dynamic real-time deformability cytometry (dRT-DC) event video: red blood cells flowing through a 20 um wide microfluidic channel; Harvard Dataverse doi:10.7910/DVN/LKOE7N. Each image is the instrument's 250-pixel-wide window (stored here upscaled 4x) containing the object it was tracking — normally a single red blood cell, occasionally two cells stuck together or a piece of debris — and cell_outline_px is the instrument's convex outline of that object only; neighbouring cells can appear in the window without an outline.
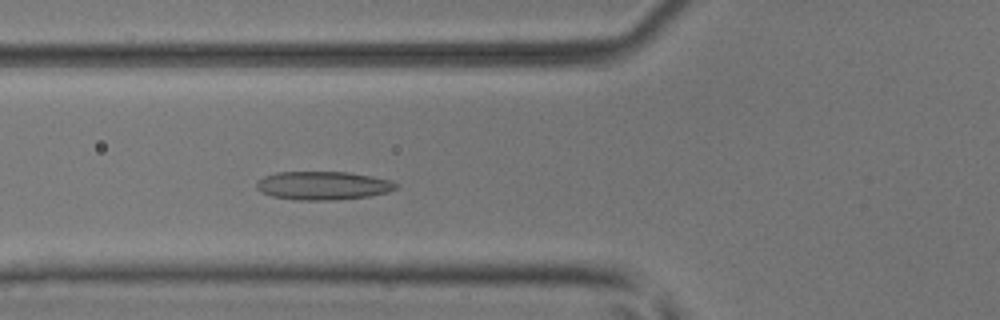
{"species": "common noctule bat (a hibernating species)", "species_latin": "Nyctalus noctula", "temperature_condition": "room temperature", "stored_images_in_passage": 49, "camera_frame_rate_fps": 3000, "um_per_image_px": 0.085, "animal": {"sex": "male", "body_mass_g": 17.9, "forearm_length_mm": 54.2}, "frame": {"image": 1, "passage_image": 16, "time_ms": 5.0, "image_size_px": [1000, 320], "cell_outline_px": [[400, 184], [396, 188], [388, 192], [368, 196], [332, 200], [296, 200], [272, 196], [260, 192], [256, 188], [256, 184], [264, 176], [276, 172], [348, 172], [372, 176], [392, 180]], "centroid_in_image_um": [27.47, 15.77], "position_along_channel_um": 98.3, "area_um2": 23.18}}
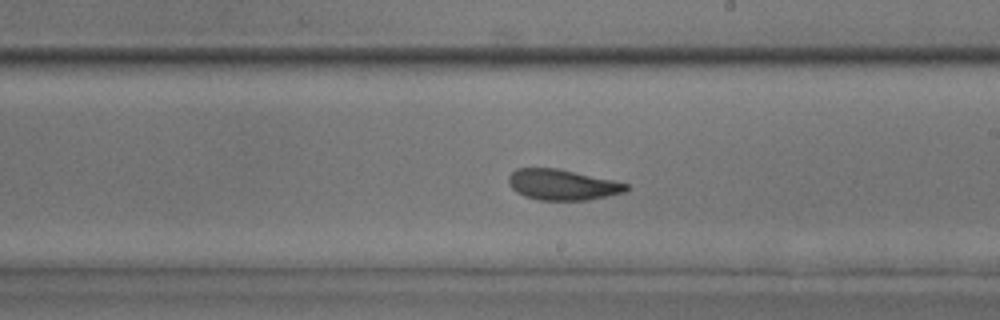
{"frame": {"image": 2, "passage_image": 27, "time_ms": 8.667, "image_size_px": [1000, 320], "cell_outline_px": [[628, 188], [624, 192], [608, 196], [588, 200], [540, 200], [524, 196], [516, 192], [508, 184], [508, 176], [516, 168], [556, 168], [612, 180], [628, 184]], "centroid_in_image_um": [47.76, 15.7], "position_along_channel_um": 241.2, "area_um2": 20.92}}
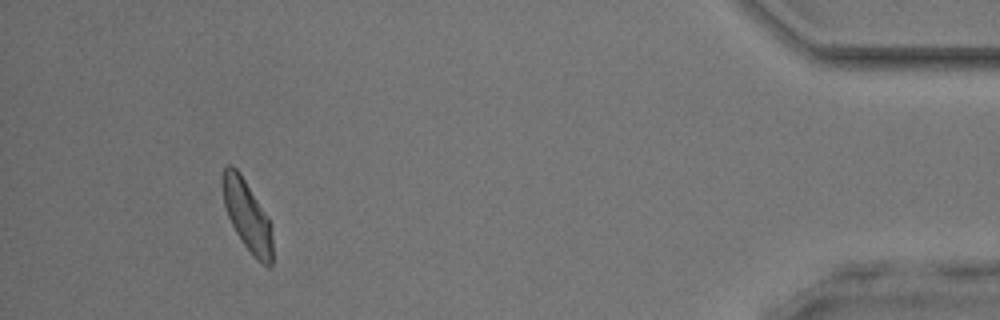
{"frame": {"image": 3, "passage_image": 45, "time_ms": 14.667, "image_size_px": [1000, 320], "cell_outline_px": [[272, 264], [268, 268], [256, 260], [244, 244], [236, 232], [228, 216], [224, 204], [220, 184], [220, 180], [224, 168], [228, 164], [232, 164], [240, 172], [268, 216], [272, 224]], "centroid_in_image_um": [21.01, 18.3], "position_along_channel_um": 414.2, "area_um2": 20.92}, "authors_computed_cell_mechanics": {"area_um2": 21.4438, "velocity_mm_per_s": 3.9083, "shape_relaxation_time_tau1_ms": 4.2326, "shape_relaxation_time_tau2_ms": 1.3278, "deformation_change_tau1": 0.1168, "deformation_change_tau2": 0.0793}}